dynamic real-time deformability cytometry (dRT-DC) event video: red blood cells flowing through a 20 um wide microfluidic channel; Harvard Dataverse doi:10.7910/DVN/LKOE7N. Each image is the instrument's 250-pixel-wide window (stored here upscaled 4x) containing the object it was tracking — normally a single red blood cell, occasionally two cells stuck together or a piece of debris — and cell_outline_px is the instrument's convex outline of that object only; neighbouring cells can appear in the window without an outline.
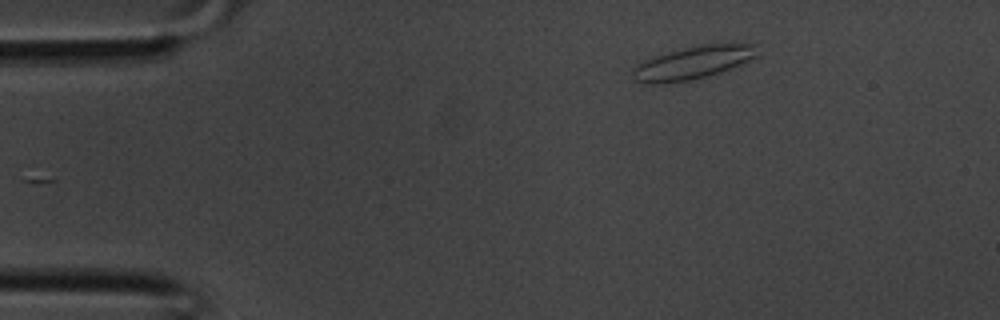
{"species": "common noctule bat (a hibernating species)", "species_latin": "Nyctalus noctula", "temperature_condition": "room temperature", "stored_images_in_passage": 32, "camera_frame_rate_fps": 3000, "um_per_image_px": 0.085, "animal": {"sex": "male", "body_mass_g": 20.1, "forearm_length_mm": 53.5}, "frame": {"image": 1, "passage_image": 1, "time_ms": 0.0, "image_size_px": [1000, 320], "cell_outline_px": [[760, 56], [720, 72], [688, 80], [660, 84], [644, 84], [636, 80], [632, 76], [632, 68], [636, 64], [644, 60], [668, 52], [700, 44], [756, 44]], "centroid_in_image_um": [58.89, 5.33], "position_along_channel_um": 26.1, "area_um2": 23.81}}
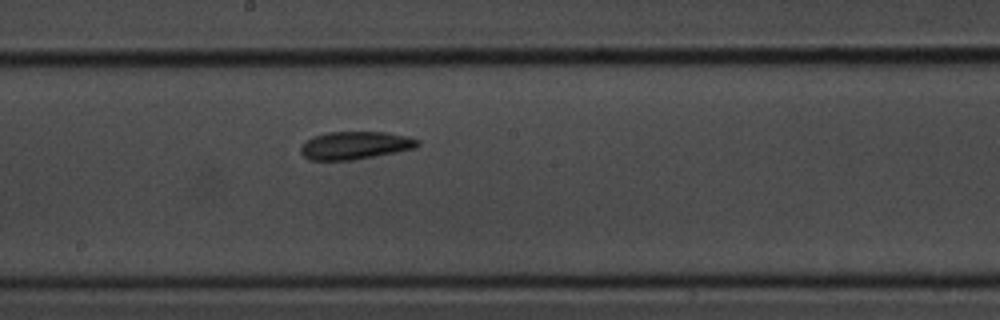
{"frame": {"image": 2, "passage_image": 15, "time_ms": 4.667, "image_size_px": [1000, 320], "cell_outline_px": [[420, 144], [416, 148], [396, 152], [352, 160], [308, 160], [300, 152], [300, 148], [312, 136], [328, 132], [384, 132], [408, 136], [420, 140]], "centroid_in_image_um": [30.2, 12.35], "position_along_channel_um": 218.0, "area_um2": 18.96}}
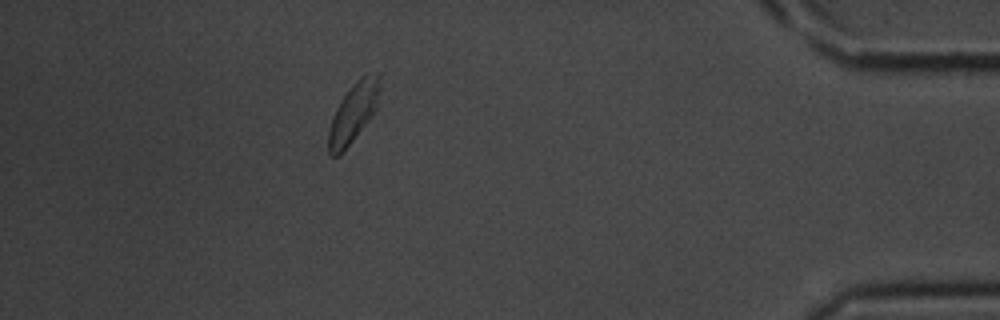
{"frame": {"image": 3, "passage_image": 28, "time_ms": 9.0, "image_size_px": [1000, 320], "cell_outline_px": [[380, 88], [376, 108], [372, 116], [340, 156], [332, 156], [328, 152], [328, 132], [332, 116], [340, 100], [352, 84], [360, 76], [368, 72], [380, 76]], "centroid_in_image_um": [30.02, 9.57], "position_along_channel_um": 405.2, "area_um2": 17.86}}